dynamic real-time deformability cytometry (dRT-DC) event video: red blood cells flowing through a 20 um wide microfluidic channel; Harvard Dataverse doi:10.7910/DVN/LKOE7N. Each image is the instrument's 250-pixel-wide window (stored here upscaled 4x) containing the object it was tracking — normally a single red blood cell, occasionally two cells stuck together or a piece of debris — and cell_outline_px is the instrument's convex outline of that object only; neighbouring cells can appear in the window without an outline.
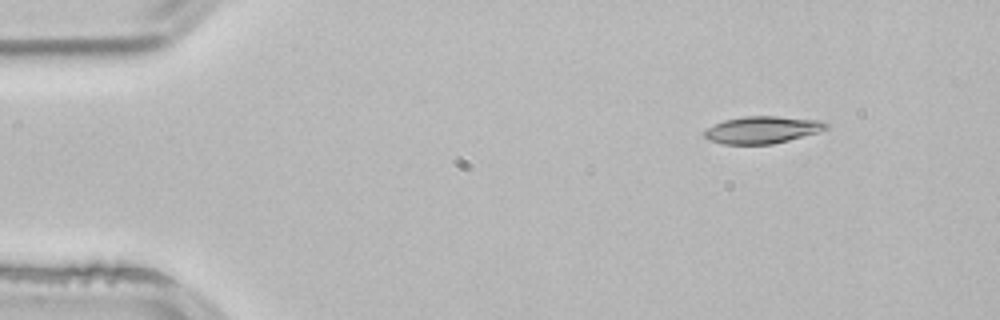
{"species": "common noctule bat (a hibernating species)", "species_latin": "Nyctalus noctula", "temperature_condition": "room temperature", "stored_images_in_passage": 3, "camera_frame_rate_fps": 3000, "um_per_image_px": 0.085, "animal": {"sex": "male", "body_mass_g": 21.5, "forearm_length_mm": 52.0}, "frame": {"image": 1, "passage_image": 1, "time_ms": 0.0, "image_size_px": [1000, 320], "cell_outline_px": [[828, 128], [816, 132], [788, 140], [772, 144], [724, 144], [708, 140], [704, 136], [704, 132], [708, 128], [724, 120], [744, 116], [776, 116], [824, 120], [828, 124]], "centroid_in_image_um": [64.8, 11.02], "position_along_channel_um": 20.2, "area_um2": 19.13}}
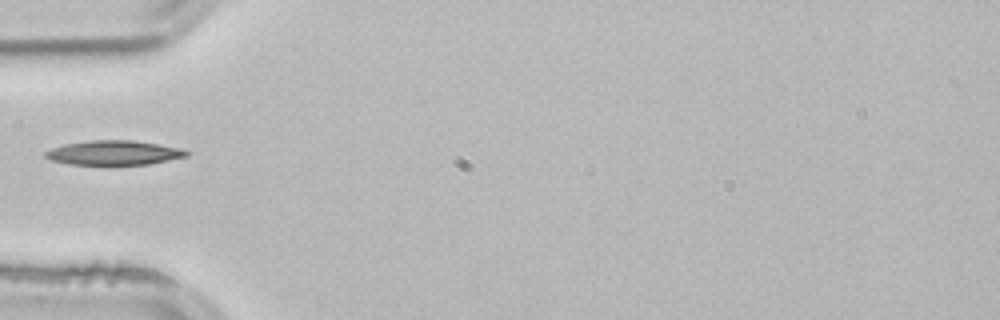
{"frame": {"image": 2, "passage_image": 3, "time_ms": 0.667, "image_size_px": [1000, 320], "cell_outline_px": [[188, 156], [148, 164], [112, 168], [108, 168], [68, 164], [52, 160], [44, 156], [44, 152], [52, 148], [68, 144], [92, 140], [132, 140], [184, 148], [188, 152]], "centroid_in_image_um": [9.69, 13.04], "position_along_channel_um": 75.3, "area_um2": 21.04}}